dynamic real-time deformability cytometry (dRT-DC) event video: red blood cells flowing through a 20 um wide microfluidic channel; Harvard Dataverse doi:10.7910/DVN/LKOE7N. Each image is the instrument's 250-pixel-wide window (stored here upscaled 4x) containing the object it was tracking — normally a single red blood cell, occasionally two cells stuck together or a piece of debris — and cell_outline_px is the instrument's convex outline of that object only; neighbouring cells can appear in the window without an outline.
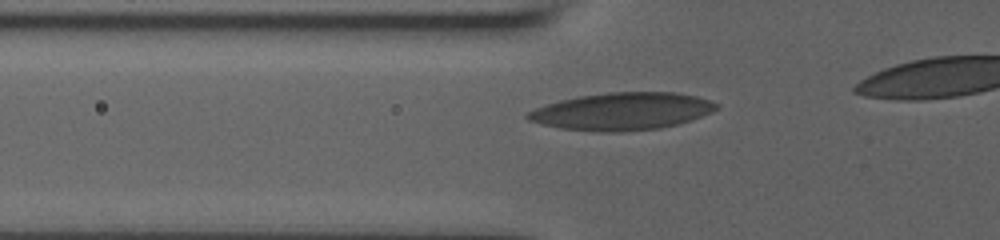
{"species": "human", "species_latin": "Homo sapiens", "temperature_condition": "room temperature", "stored_images_in_passage": 30, "camera_frame_rate_fps": 3000, "um_per_image_px": 0.085, "donor": {"sex": "male"}, "frame": {"image": 1, "passage_image": 2, "time_ms": 0.333, "image_size_px": [1000, 240], "cell_outline_px": [[720, 108], [712, 112], [692, 120], [660, 128], [620, 132], [604, 132], [560, 128], [540, 124], [528, 120], [524, 116], [528, 112], [536, 108], [560, 100], [580, 96], [608, 92], [676, 92], [696, 96], [720, 104]], "centroid_in_image_um": [52.9, 9.46], "position_along_channel_um": 72.9, "area_um2": 41.15}}
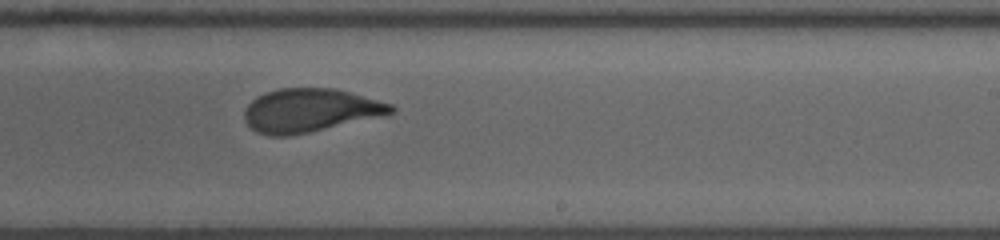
{"frame": {"image": 2, "passage_image": 17, "time_ms": 5.333, "image_size_px": [1000, 240], "cell_outline_px": [[396, 112], [384, 116], [308, 132], [288, 136], [268, 136], [256, 132], [244, 120], [244, 112], [248, 104], [256, 96], [280, 88], [336, 88], [392, 104], [396, 108]], "centroid_in_image_um": [26.36, 9.38], "position_along_channel_um": 262.6, "area_um2": 37.17}}
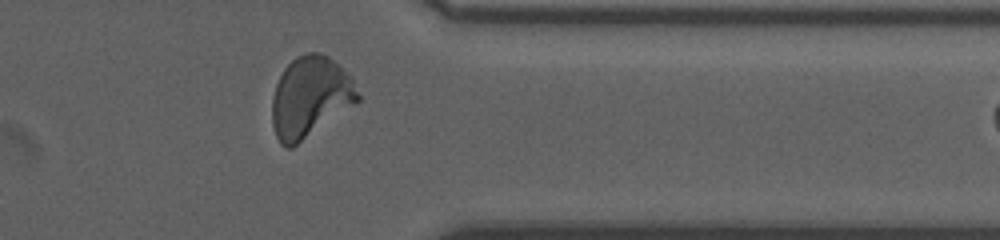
{"frame": {"image": 3, "passage_image": 27, "time_ms": 8.667, "image_size_px": [1000, 240], "cell_outline_px": [[360, 100], [356, 104], [292, 148], [284, 148], [280, 144], [276, 136], [272, 124], [272, 100], [276, 84], [284, 68], [296, 56], [308, 52], [316, 52], [328, 56], [352, 76], [360, 96]], "centroid_in_image_um": [26.37, 8.26], "position_along_channel_um": 385.0, "area_um2": 40.58}}